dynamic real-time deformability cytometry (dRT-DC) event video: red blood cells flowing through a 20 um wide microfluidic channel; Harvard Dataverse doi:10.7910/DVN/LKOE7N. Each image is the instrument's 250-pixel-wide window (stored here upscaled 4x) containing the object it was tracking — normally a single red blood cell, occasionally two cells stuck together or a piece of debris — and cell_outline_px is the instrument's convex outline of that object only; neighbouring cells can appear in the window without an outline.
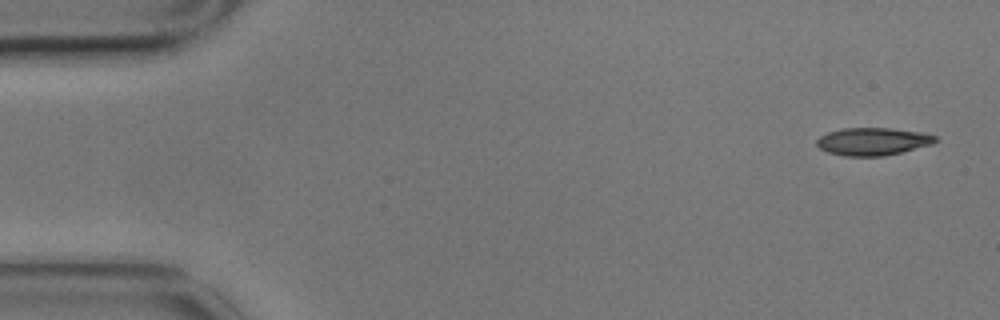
{"species": "common noctule bat (a hibernating species)", "species_latin": "Nyctalus noctula", "temperature_condition": "cold", "stored_images_in_passage": 3, "camera_frame_rate_fps": 3000, "um_per_image_px": 0.085, "animal": {"sex": "male", "body_mass_g": 17.9}, "frame": {"image": 1, "passage_image": 1, "time_ms": 0.0, "image_size_px": [1000, 320], "cell_outline_px": [[940, 140], [932, 144], [884, 156], [844, 156], [828, 152], [820, 148], [816, 144], [816, 140], [820, 136], [828, 132], [844, 128], [892, 128], [920, 132], [936, 136]], "centroid_in_image_um": [74.19, 12.02], "position_along_channel_um": 10.8, "area_um2": 19.07}}